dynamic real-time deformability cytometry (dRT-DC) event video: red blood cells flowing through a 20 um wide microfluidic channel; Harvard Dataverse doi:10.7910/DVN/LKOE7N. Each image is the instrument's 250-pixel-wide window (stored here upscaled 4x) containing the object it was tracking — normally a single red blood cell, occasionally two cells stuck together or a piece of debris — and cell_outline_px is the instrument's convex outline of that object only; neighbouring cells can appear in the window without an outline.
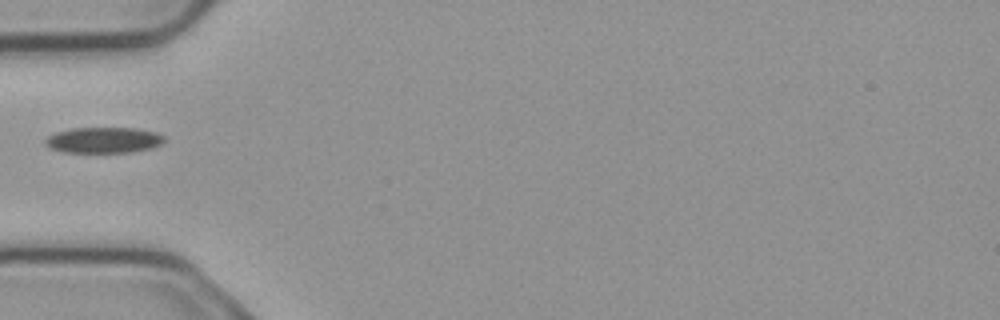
{"species": "common noctule bat (a hibernating species)", "species_latin": "Nyctalus noctula", "temperature_condition": "cold", "stored_images_in_passage": 1, "camera_frame_rate_fps": 3000, "um_per_image_px": 0.085, "animal": {"sex": "male", "body_mass_g": 23.1, "forearm_length_mm": 52.7}, "frame": {"image": 1, "passage_image": 1, "time_ms": 0.0, "image_size_px": [1000, 320], "cell_outline_px": [[164, 140], [160, 144], [148, 148], [128, 152], [64, 152], [48, 148], [44, 144], [44, 140], [48, 136], [56, 132], [72, 128], [136, 128], [156, 132], [164, 136]], "centroid_in_image_um": [8.74, 11.9], "position_along_channel_um": 76.3, "area_um2": 17.8}}